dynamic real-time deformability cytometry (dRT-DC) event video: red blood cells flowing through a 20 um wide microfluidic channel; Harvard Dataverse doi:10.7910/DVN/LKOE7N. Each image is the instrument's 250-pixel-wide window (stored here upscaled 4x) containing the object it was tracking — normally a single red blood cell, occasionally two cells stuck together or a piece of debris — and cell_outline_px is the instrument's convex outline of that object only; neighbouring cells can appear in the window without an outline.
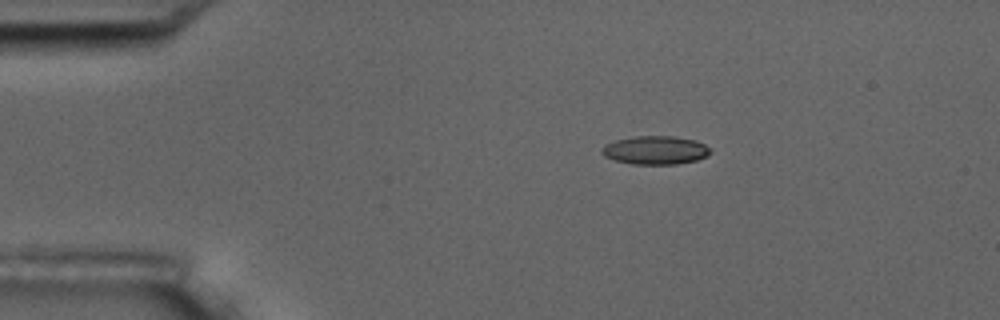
{"species": "common noctule bat (a hibernating species)", "species_latin": "Nyctalus noctula", "temperature_condition": "room temperature", "stored_images_in_passage": 8, "camera_frame_rate_fps": 3000, "um_per_image_px": 0.085, "animal": {"sex": "male", "body_mass_g": 17.5, "forearm_length_mm": 52.3}, "frame": {"image": 1, "passage_image": 1, "time_ms": 0.0, "image_size_px": [1000, 320], "cell_outline_px": [[712, 152], [708, 156], [696, 160], [676, 164], [632, 164], [616, 160], [604, 156], [600, 152], [600, 148], [604, 144], [616, 140], [636, 136], [672, 136], [696, 140], [712, 148]], "centroid_in_image_um": [55.72, 12.76], "position_along_channel_um": 29.3, "area_um2": 18.15}}
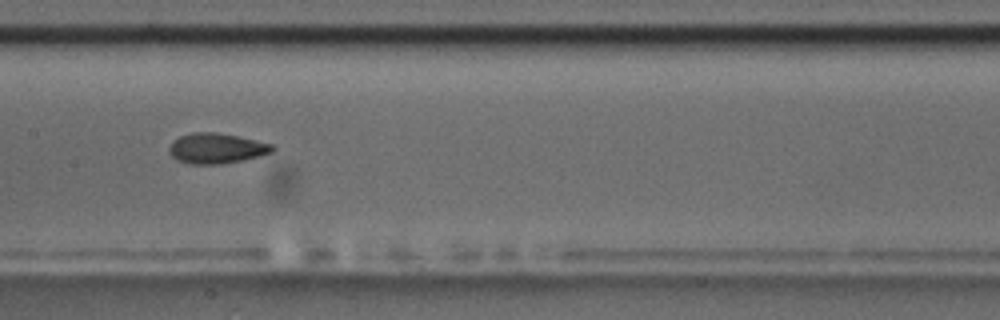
{"frame": {"image": 2, "passage_image": 6, "time_ms": 6.0, "image_size_px": [1000, 320], "cell_outline_px": [[276, 148], [272, 152], [260, 156], [220, 164], [192, 164], [176, 160], [168, 152], [168, 148], [172, 140], [180, 136], [192, 132], [216, 132], [256, 140], [272, 144]], "centroid_in_image_um": [18.36, 12.6], "position_along_channel_um": 189.0, "area_um2": 18.26}}
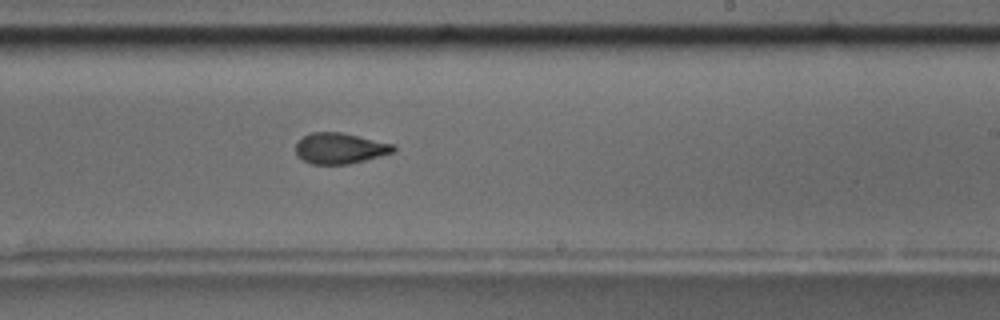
{"frame": {"image": 3, "passage_image": 8, "time_ms": 8.0, "image_size_px": [1000, 320], "cell_outline_px": [[396, 148], [392, 152], [364, 160], [348, 164], [312, 164], [296, 156], [296, 144], [304, 136], [312, 132], [340, 132], [392, 144]], "centroid_in_image_um": [28.84, 12.61], "position_along_channel_um": 260.2, "area_um2": 17.17}}